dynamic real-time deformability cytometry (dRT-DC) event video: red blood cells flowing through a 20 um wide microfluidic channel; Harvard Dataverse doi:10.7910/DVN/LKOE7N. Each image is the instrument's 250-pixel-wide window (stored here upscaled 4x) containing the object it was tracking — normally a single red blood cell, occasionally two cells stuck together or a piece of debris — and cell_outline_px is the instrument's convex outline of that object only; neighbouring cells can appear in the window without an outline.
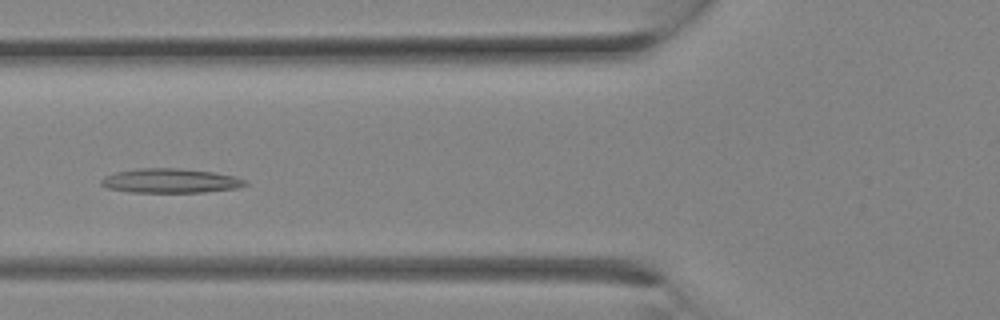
{"species": "Egyptian fruit bat (a non-hibernating species)", "species_latin": "Rousettus aegyptiacus", "temperature_condition": "room temperature", "stored_images_in_passage": 13, "camera_frame_rate_fps": 3000, "um_per_image_px": 0.085, "animal": {"sex": "female"}, "frame": {"image": 1, "passage_image": 10, "time_ms": 3.0, "image_size_px": [1000, 320], "cell_outline_px": [[248, 184], [236, 188], [204, 192], [128, 192], [108, 188], [100, 184], [100, 180], [104, 176], [116, 172], [136, 168], [176, 168], [212, 172], [232, 176], [248, 180]], "centroid_in_image_um": [14.45, 15.36], "position_along_channel_um": 111.3, "area_um2": 20.4}}
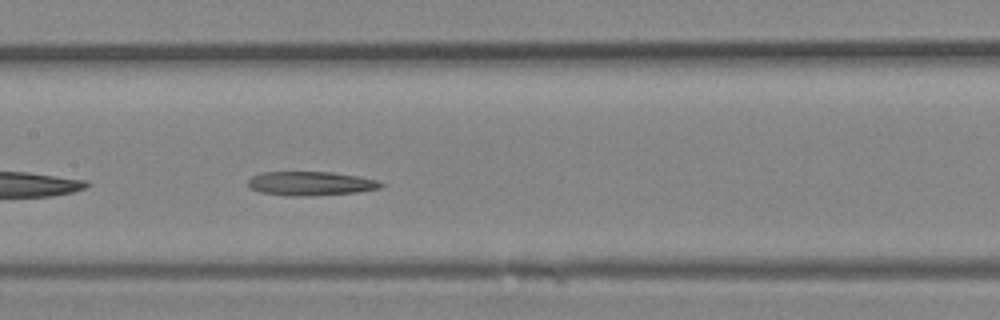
{"frame": {"image": 2, "passage_image": 13, "time_ms": 4.0, "image_size_px": [1000, 320], "cell_outline_px": [[384, 184], [380, 188], [356, 192], [312, 196], [288, 196], [260, 192], [248, 188], [248, 180], [252, 176], [260, 172], [332, 172], [360, 176], [380, 180]], "centroid_in_image_um": [26.4, 15.59], "position_along_channel_um": 181.0, "area_um2": 18.84}}